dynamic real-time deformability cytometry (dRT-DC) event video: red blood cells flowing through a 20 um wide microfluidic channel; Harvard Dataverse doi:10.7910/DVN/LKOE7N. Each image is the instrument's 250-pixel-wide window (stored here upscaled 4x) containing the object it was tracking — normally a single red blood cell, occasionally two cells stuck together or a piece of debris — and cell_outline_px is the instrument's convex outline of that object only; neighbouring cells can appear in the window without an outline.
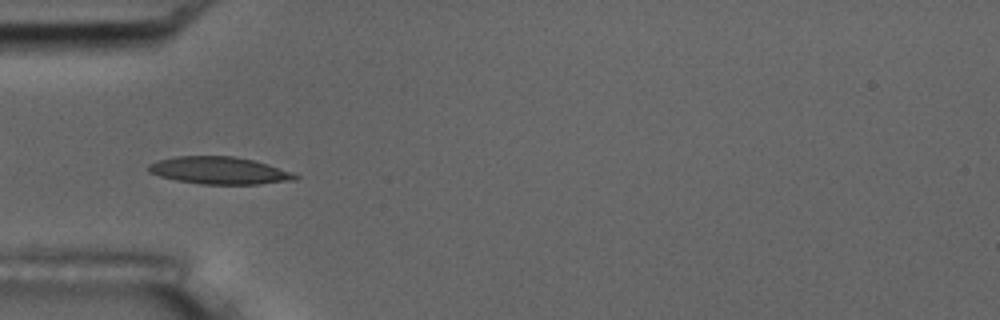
{"species": "common noctule bat (a hibernating species)", "species_latin": "Nyctalus noctula", "temperature_condition": "room temperature", "stored_images_in_passage": 9, "camera_frame_rate_fps": 3000, "um_per_image_px": 0.085, "animal": {"sex": "male", "body_mass_g": 17.5, "forearm_length_mm": 52.3}, "frame": {"image": 1, "passage_image": 6, "time_ms": 5.667, "image_size_px": [1000, 320], "cell_outline_px": [[300, 176], [296, 180], [260, 184], [200, 184], [176, 180], [160, 176], [148, 172], [148, 164], [160, 160], [176, 156], [232, 156], [252, 160], [268, 164]], "centroid_in_image_um": [18.63, 14.5], "position_along_channel_um": 66.4, "area_um2": 23.18}}
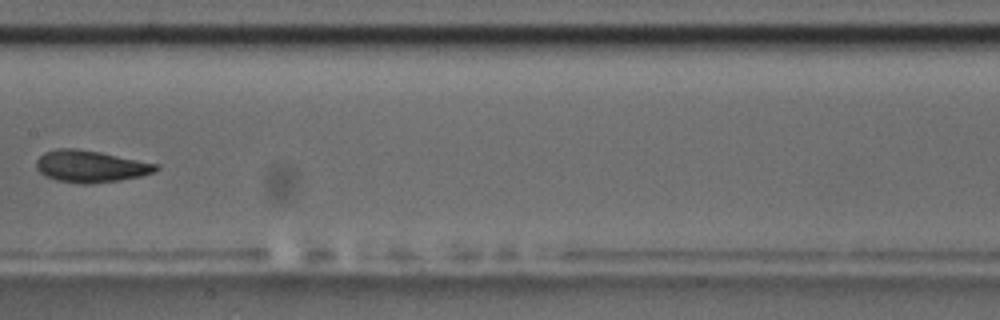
{"frame": {"image": 2, "passage_image": 9, "time_ms": 9.333, "image_size_px": [1000, 320], "cell_outline_px": [[160, 168], [156, 172], [140, 176], [120, 180], [88, 184], [76, 184], [56, 180], [44, 176], [36, 168], [36, 160], [44, 152], [60, 148], [76, 148], [100, 152], [160, 164]], "centroid_in_image_um": [7.71, 14.14], "position_along_channel_um": 199.7, "area_um2": 22.48}}